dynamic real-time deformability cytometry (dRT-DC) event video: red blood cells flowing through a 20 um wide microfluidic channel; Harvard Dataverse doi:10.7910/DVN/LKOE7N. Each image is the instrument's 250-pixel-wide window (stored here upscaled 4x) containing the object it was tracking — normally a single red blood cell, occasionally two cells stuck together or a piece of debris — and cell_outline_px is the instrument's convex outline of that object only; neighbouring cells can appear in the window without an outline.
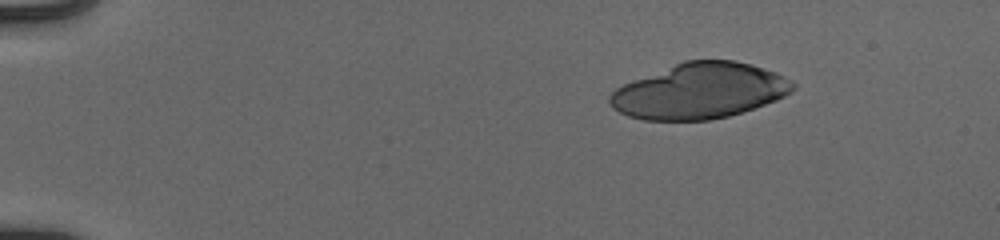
{"species": "human", "species_latin": "Homo sapiens", "temperature_condition": "cold", "stored_images_in_passage": 24, "camera_frame_rate_fps": 3000, "um_per_image_px": 0.085, "donor": {"sex": "male"}, "frame": {"image": 1, "passage_image": 1, "time_ms": 0.0, "image_size_px": [1000, 240], "cell_outline_px": [[796, 88], [792, 92], [776, 100], [728, 116], [708, 120], [644, 120], [628, 116], [620, 112], [608, 100], [608, 96], [616, 88], [624, 84], [684, 60], [732, 60], [752, 64], [776, 72], [792, 80], [796, 84]], "centroid_in_image_um": [59.51, 7.72], "position_along_channel_um": 25.5, "area_um2": 58.9}}